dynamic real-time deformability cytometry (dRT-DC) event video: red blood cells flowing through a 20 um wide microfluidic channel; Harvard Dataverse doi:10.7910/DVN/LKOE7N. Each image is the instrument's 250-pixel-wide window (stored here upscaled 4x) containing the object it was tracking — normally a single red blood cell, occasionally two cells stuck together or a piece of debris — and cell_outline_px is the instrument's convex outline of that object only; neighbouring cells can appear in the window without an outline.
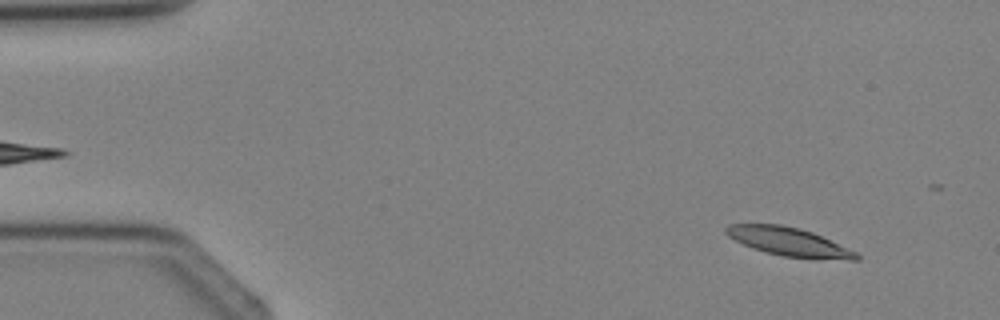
{"species": "Egyptian fruit bat (a non-hibernating species)", "species_latin": "Rousettus aegyptiacus", "temperature_condition": "cold", "stored_images_in_passage": 3, "camera_frame_rate_fps": 3000, "um_per_image_px": 0.085, "animal": {"sex": "female"}, "frame": {"image": 1, "passage_image": 3, "time_ms": 3.333, "image_size_px": [1000, 320], "cell_outline_px": [[860, 260], [848, 260], [784, 256], [764, 252], [752, 248], [728, 236], [724, 232], [724, 228], [728, 224], [780, 224], [800, 228], [812, 232], [856, 252], [860, 256]], "centroid_in_image_um": [67.02, 20.54], "position_along_channel_um": 18.0, "area_um2": 21.39}}